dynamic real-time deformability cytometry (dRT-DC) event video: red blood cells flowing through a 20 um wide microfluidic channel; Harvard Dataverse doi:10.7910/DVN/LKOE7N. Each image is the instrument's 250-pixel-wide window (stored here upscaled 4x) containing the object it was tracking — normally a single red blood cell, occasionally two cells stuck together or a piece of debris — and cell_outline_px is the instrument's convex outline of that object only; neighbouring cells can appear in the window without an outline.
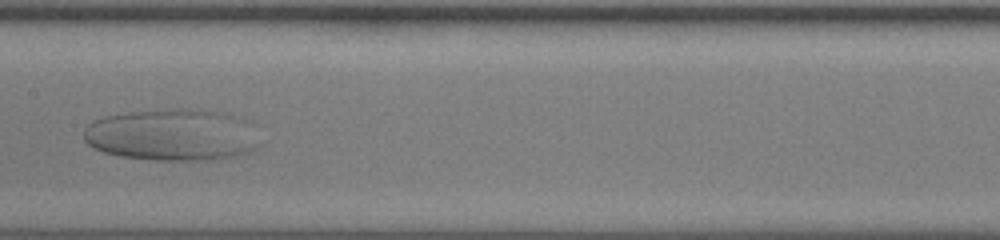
{"species": "human", "species_latin": "Homo sapiens", "temperature_condition": "room temperature", "stored_images_in_passage": 45, "camera_frame_rate_fps": 3000, "um_per_image_px": 0.085, "donor": {"sex": "female"}, "frame": {"image": 1, "passage_image": 23, "time_ms": 7.333, "image_size_px": [1000, 240], "cell_outline_px": [[264, 144], [252, 152], [220, 160], [156, 160], [120, 156], [104, 152], [92, 148], [84, 140], [84, 128], [92, 120], [104, 116], [132, 112], [168, 108], [196, 108], [244, 116], [260, 124]], "centroid_in_image_um": [14.85, 11.45], "position_along_channel_um": 192.5, "area_um2": 55.6}}
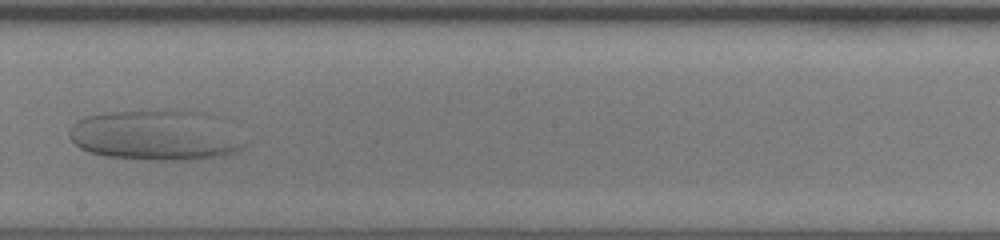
{"frame": {"image": 2, "passage_image": 26, "time_ms": 8.333, "image_size_px": [1000, 240], "cell_outline_px": [[252, 140], [244, 148], [236, 152], [196, 160], [156, 160], [104, 156], [88, 152], [80, 148], [68, 136], [68, 132], [72, 124], [76, 120], [84, 116], [104, 112], [200, 112], [212, 116]], "centroid_in_image_um": [13.27, 11.53], "position_along_channel_um": 234.9, "area_um2": 51.38}}